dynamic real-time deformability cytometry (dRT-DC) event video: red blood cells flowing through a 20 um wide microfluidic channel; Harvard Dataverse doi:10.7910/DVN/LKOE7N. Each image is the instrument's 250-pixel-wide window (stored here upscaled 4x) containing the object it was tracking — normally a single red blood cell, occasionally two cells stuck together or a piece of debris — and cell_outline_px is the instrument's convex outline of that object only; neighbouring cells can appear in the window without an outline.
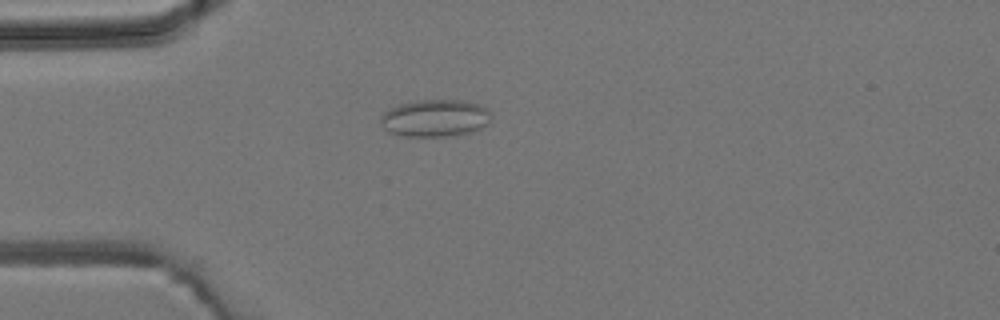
{"species": "common noctule bat (a hibernating species)", "species_latin": "Nyctalus noctula", "temperature_condition": "room temperature", "stored_images_in_passage": 5, "camera_frame_rate_fps": 3000, "um_per_image_px": 0.085, "animal": {"sex": "male", "body_mass_g": 19.2, "forearm_length_mm": 51.8}, "frame": {"image": 1, "passage_image": 5, "time_ms": 6.0, "image_size_px": [1000, 320], "cell_outline_px": [[492, 116], [488, 124], [472, 132], [448, 136], [404, 136], [388, 132], [380, 124], [380, 116], [384, 112], [400, 104], [416, 100], [460, 100], [480, 104]], "centroid_in_image_um": [36.97, 10.04], "position_along_channel_um": 48.0, "area_um2": 23.99}}